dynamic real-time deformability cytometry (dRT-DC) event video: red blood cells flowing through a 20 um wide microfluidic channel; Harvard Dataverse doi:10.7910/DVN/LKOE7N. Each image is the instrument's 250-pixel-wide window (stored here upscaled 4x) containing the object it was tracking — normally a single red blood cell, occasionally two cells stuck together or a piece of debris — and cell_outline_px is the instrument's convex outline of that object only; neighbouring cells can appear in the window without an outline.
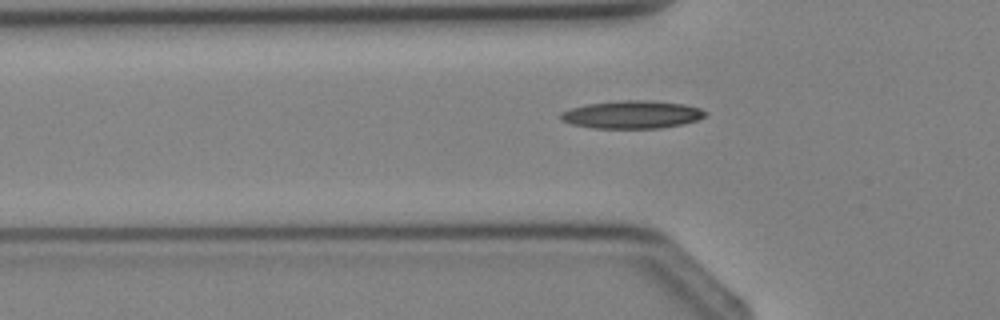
{"species": "Egyptian fruit bat (a non-hibernating species)", "species_latin": "Rousettus aegyptiacus", "temperature_condition": "cold", "stored_images_in_passage": 4, "camera_frame_rate_fps": 3000, "um_per_image_px": 0.085, "animal": {"sex": "female"}, "frame": {"image": 1, "passage_image": 4, "time_ms": 3.667, "image_size_px": [1000, 320], "cell_outline_px": [[708, 112], [704, 116], [696, 120], [684, 124], [660, 128], [592, 128], [572, 124], [560, 120], [560, 112], [572, 108], [588, 104], [620, 100], [644, 100], [684, 104], [700, 108]], "centroid_in_image_um": [53.71, 9.74], "position_along_channel_um": 72.1, "area_um2": 23.41}}